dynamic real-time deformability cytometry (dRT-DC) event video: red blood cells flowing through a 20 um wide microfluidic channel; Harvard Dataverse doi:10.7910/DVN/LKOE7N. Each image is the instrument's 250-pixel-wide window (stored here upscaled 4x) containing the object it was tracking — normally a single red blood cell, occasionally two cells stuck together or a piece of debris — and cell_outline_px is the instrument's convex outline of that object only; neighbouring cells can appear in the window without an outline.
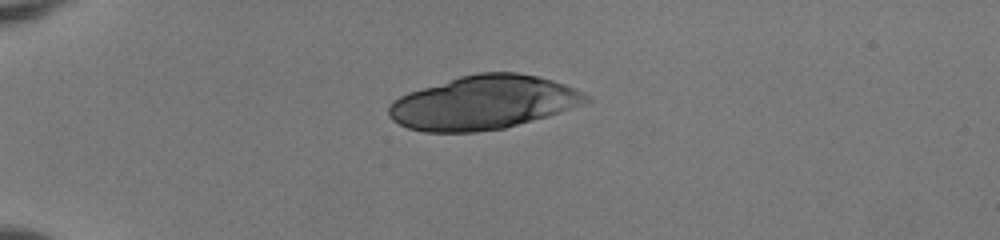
{"species": "human", "species_latin": "Homo sapiens", "temperature_condition": "room temperature", "stored_images_in_passage": 38, "camera_frame_rate_fps": 3000, "um_per_image_px": 0.085, "donor": {"sex": "female"}, "frame": {"image": 1, "passage_image": 1, "time_ms": 0.0, "image_size_px": [1000, 240], "cell_outline_px": [[592, 100], [584, 104], [548, 116], [504, 128], [476, 132], [424, 132], [408, 128], [392, 120], [388, 116], [388, 104], [392, 100], [408, 92], [460, 76], [480, 72], [516, 72], [536, 76], [552, 80], [564, 84], [584, 92], [592, 96]], "centroid_in_image_um": [41.09, 8.72], "position_along_channel_um": 43.9, "area_um2": 61.96}}